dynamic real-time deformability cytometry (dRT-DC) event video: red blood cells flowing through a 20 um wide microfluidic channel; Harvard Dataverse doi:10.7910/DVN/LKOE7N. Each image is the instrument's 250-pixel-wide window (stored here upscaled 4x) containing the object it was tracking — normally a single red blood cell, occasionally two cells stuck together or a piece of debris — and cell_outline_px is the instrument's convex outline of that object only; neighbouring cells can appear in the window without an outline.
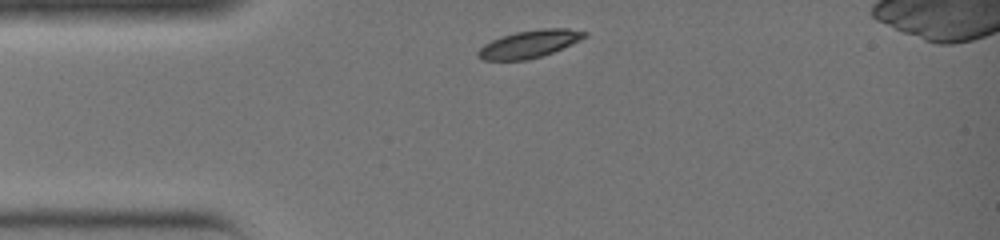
{"species": "common noctule bat (a hibernating species)", "species_latin": "Nyctalus noctula", "temperature_condition": "warm", "stored_images_in_passage": 13, "camera_frame_rate_fps": 3000, "um_per_image_px": 0.085, "animal": {"sex": "female", "body_mass_g": 19.0, "forearm_length_mm": 51.5}, "frame": {"image": 1, "passage_image": 1, "time_ms": 0.0, "image_size_px": [1000, 240], "cell_outline_px": [[588, 36], [572, 44], [552, 52], [528, 60], [484, 60], [476, 56], [476, 52], [484, 44], [492, 40], [516, 32], [544, 28], [568, 28], [588, 32]], "centroid_in_image_um": [45.01, 3.73], "position_along_channel_um": 40.0, "area_um2": 16.99}}
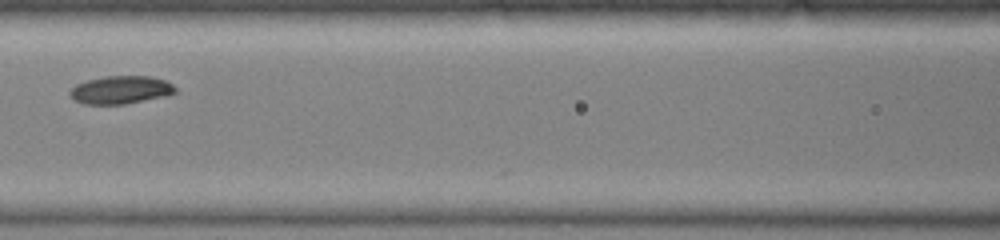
{"frame": {"image": 2, "passage_image": 9, "time_ms": 2.667, "image_size_px": [1000, 240], "cell_outline_px": [[176, 92], [164, 96], [124, 104], [84, 104], [76, 100], [68, 92], [76, 84], [88, 80], [104, 76], [152, 76], [164, 80], [172, 84], [176, 88]], "centroid_in_image_um": [10.26, 7.63], "position_along_channel_um": 156.3, "area_um2": 16.99}}
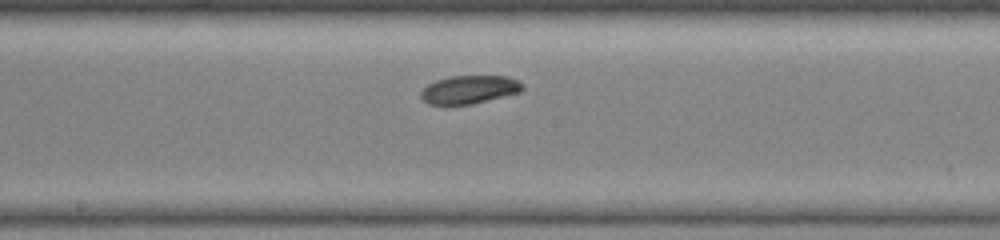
{"frame": {"image": 3, "passage_image": 12, "time_ms": 3.667, "image_size_px": [1000, 240], "cell_outline_px": [[524, 88], [520, 92], [472, 104], [428, 104], [420, 96], [420, 92], [428, 84], [436, 80], [452, 76], [508, 76], [524, 84]], "centroid_in_image_um": [39.9, 7.6], "position_along_channel_um": 208.3, "area_um2": 16.59}}